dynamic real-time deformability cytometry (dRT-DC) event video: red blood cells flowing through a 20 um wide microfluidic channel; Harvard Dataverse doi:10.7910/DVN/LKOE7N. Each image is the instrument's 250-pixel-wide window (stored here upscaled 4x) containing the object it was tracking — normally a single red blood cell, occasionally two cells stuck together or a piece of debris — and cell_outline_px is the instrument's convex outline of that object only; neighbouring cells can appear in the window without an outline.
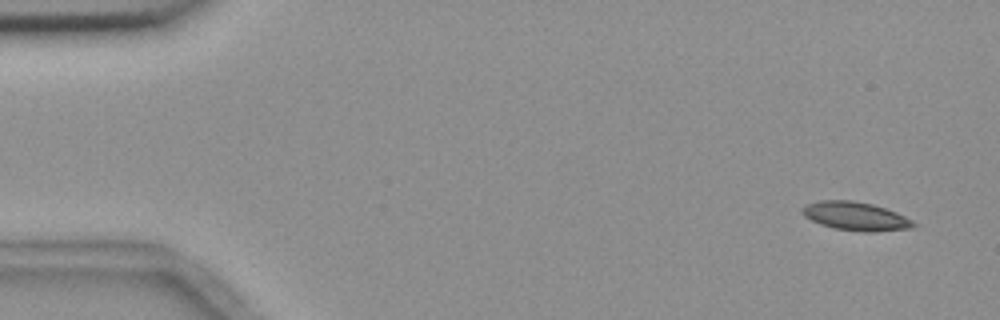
{"species": "common noctule bat (a hibernating species)", "species_latin": "Nyctalus noctula", "temperature_condition": "room temperature", "stored_images_in_passage": 4, "camera_frame_rate_fps": 3000, "um_per_image_px": 0.085, "animal": {"sex": "female", "body_mass_g": 18.4}, "frame": {"image": 1, "passage_image": 1, "time_ms": 0.0, "image_size_px": [1000, 320], "cell_outline_px": [[916, 224], [912, 228], [872, 232], [864, 232], [832, 228], [820, 224], [804, 216], [804, 204], [820, 200], [852, 200], [872, 204], [896, 212], [912, 220]], "centroid_in_image_um": [72.73, 18.38], "position_along_channel_um": 12.3, "area_um2": 18.38}}
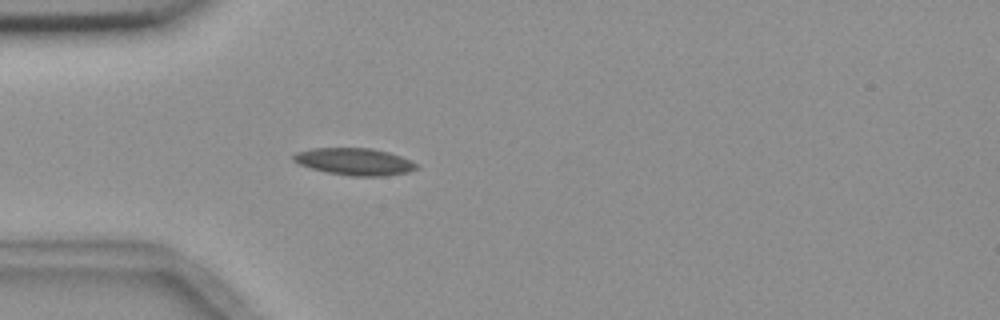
{"frame": {"image": 2, "passage_image": 4, "time_ms": 4.333, "image_size_px": [1000, 320], "cell_outline_px": [[416, 168], [408, 172], [384, 176], [352, 176], [324, 172], [300, 164], [292, 160], [292, 156], [296, 152], [312, 148], [372, 148], [388, 152], [400, 156], [416, 164]], "centroid_in_image_um": [30.09, 13.73], "position_along_channel_um": 54.9, "area_um2": 19.25}}